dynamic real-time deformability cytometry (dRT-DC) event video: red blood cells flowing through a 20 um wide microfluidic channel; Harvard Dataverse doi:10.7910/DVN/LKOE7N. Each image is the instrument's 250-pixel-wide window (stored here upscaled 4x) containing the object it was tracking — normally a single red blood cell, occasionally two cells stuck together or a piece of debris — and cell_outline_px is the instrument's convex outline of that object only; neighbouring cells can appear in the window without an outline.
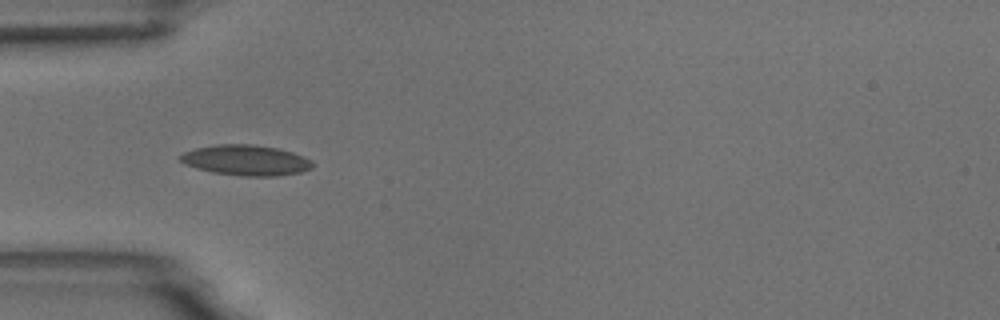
{"species": "common noctule bat (a hibernating species)", "species_latin": "Nyctalus noctula", "temperature_condition": "room temperature", "stored_images_in_passage": 9, "camera_frame_rate_fps": 3000, "um_per_image_px": 0.085, "animal": {"sex": "male", "body_mass_g": 18.8}, "frame": {"image": 1, "passage_image": 3, "time_ms": 3.333, "image_size_px": [1000, 320], "cell_outline_px": [[312, 168], [300, 172], [276, 176], [240, 176], [212, 172], [196, 168], [184, 164], [180, 160], [180, 156], [184, 152], [196, 148], [216, 144], [252, 144], [276, 148], [292, 152], [304, 156], [312, 160]], "centroid_in_image_um": [20.9, 13.62], "position_along_channel_um": 64.1, "area_um2": 23.47}}